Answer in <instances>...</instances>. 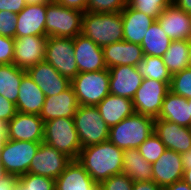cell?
I'll list each match as a JSON object with an SVG mask.
<instances>
[{
  "mask_svg": "<svg viewBox=\"0 0 191 190\" xmlns=\"http://www.w3.org/2000/svg\"><path fill=\"white\" fill-rule=\"evenodd\" d=\"M123 153L109 140L81 149L77 161L92 179L100 184L109 177L123 172Z\"/></svg>",
  "mask_w": 191,
  "mask_h": 190,
  "instance_id": "1",
  "label": "cell"
},
{
  "mask_svg": "<svg viewBox=\"0 0 191 190\" xmlns=\"http://www.w3.org/2000/svg\"><path fill=\"white\" fill-rule=\"evenodd\" d=\"M121 12L95 13L86 11L82 17V32L100 47L123 40Z\"/></svg>",
  "mask_w": 191,
  "mask_h": 190,
  "instance_id": "2",
  "label": "cell"
},
{
  "mask_svg": "<svg viewBox=\"0 0 191 190\" xmlns=\"http://www.w3.org/2000/svg\"><path fill=\"white\" fill-rule=\"evenodd\" d=\"M154 118L134 113L109 128V141L121 150L135 149L154 132Z\"/></svg>",
  "mask_w": 191,
  "mask_h": 190,
  "instance_id": "3",
  "label": "cell"
},
{
  "mask_svg": "<svg viewBox=\"0 0 191 190\" xmlns=\"http://www.w3.org/2000/svg\"><path fill=\"white\" fill-rule=\"evenodd\" d=\"M43 142L71 160H77L82 149L73 118H56L44 122Z\"/></svg>",
  "mask_w": 191,
  "mask_h": 190,
  "instance_id": "4",
  "label": "cell"
},
{
  "mask_svg": "<svg viewBox=\"0 0 191 190\" xmlns=\"http://www.w3.org/2000/svg\"><path fill=\"white\" fill-rule=\"evenodd\" d=\"M82 17L83 12L52 0L46 4V36L74 38L82 32Z\"/></svg>",
  "mask_w": 191,
  "mask_h": 190,
  "instance_id": "5",
  "label": "cell"
},
{
  "mask_svg": "<svg viewBox=\"0 0 191 190\" xmlns=\"http://www.w3.org/2000/svg\"><path fill=\"white\" fill-rule=\"evenodd\" d=\"M71 86L79 105L96 106L110 94L109 69L79 73Z\"/></svg>",
  "mask_w": 191,
  "mask_h": 190,
  "instance_id": "6",
  "label": "cell"
},
{
  "mask_svg": "<svg viewBox=\"0 0 191 190\" xmlns=\"http://www.w3.org/2000/svg\"><path fill=\"white\" fill-rule=\"evenodd\" d=\"M73 119L82 148L109 139V127L96 106L79 105Z\"/></svg>",
  "mask_w": 191,
  "mask_h": 190,
  "instance_id": "7",
  "label": "cell"
},
{
  "mask_svg": "<svg viewBox=\"0 0 191 190\" xmlns=\"http://www.w3.org/2000/svg\"><path fill=\"white\" fill-rule=\"evenodd\" d=\"M44 61L70 81L79 74L74 56L73 38L48 37Z\"/></svg>",
  "mask_w": 191,
  "mask_h": 190,
  "instance_id": "8",
  "label": "cell"
},
{
  "mask_svg": "<svg viewBox=\"0 0 191 190\" xmlns=\"http://www.w3.org/2000/svg\"><path fill=\"white\" fill-rule=\"evenodd\" d=\"M40 143L7 139L0 152V162L8 174L17 177L28 173L31 161Z\"/></svg>",
  "mask_w": 191,
  "mask_h": 190,
  "instance_id": "9",
  "label": "cell"
},
{
  "mask_svg": "<svg viewBox=\"0 0 191 190\" xmlns=\"http://www.w3.org/2000/svg\"><path fill=\"white\" fill-rule=\"evenodd\" d=\"M170 83L143 78L132 98L135 113L158 118L163 100L170 90Z\"/></svg>",
  "mask_w": 191,
  "mask_h": 190,
  "instance_id": "10",
  "label": "cell"
},
{
  "mask_svg": "<svg viewBox=\"0 0 191 190\" xmlns=\"http://www.w3.org/2000/svg\"><path fill=\"white\" fill-rule=\"evenodd\" d=\"M72 160L44 142L34 155L28 173L56 180Z\"/></svg>",
  "mask_w": 191,
  "mask_h": 190,
  "instance_id": "11",
  "label": "cell"
},
{
  "mask_svg": "<svg viewBox=\"0 0 191 190\" xmlns=\"http://www.w3.org/2000/svg\"><path fill=\"white\" fill-rule=\"evenodd\" d=\"M47 36H23L14 38L13 64L27 70L43 62L47 44Z\"/></svg>",
  "mask_w": 191,
  "mask_h": 190,
  "instance_id": "12",
  "label": "cell"
},
{
  "mask_svg": "<svg viewBox=\"0 0 191 190\" xmlns=\"http://www.w3.org/2000/svg\"><path fill=\"white\" fill-rule=\"evenodd\" d=\"M7 128L9 140L43 142L44 121L39 115L17 112Z\"/></svg>",
  "mask_w": 191,
  "mask_h": 190,
  "instance_id": "13",
  "label": "cell"
},
{
  "mask_svg": "<svg viewBox=\"0 0 191 190\" xmlns=\"http://www.w3.org/2000/svg\"><path fill=\"white\" fill-rule=\"evenodd\" d=\"M74 56L79 73L102 71L107 69L102 47L83 34L73 38Z\"/></svg>",
  "mask_w": 191,
  "mask_h": 190,
  "instance_id": "14",
  "label": "cell"
},
{
  "mask_svg": "<svg viewBox=\"0 0 191 190\" xmlns=\"http://www.w3.org/2000/svg\"><path fill=\"white\" fill-rule=\"evenodd\" d=\"M26 73L46 97L58 95L71 86L69 79L63 77L51 64L45 61L30 67Z\"/></svg>",
  "mask_w": 191,
  "mask_h": 190,
  "instance_id": "15",
  "label": "cell"
},
{
  "mask_svg": "<svg viewBox=\"0 0 191 190\" xmlns=\"http://www.w3.org/2000/svg\"><path fill=\"white\" fill-rule=\"evenodd\" d=\"M154 132L169 150L184 153L191 150V128L155 118Z\"/></svg>",
  "mask_w": 191,
  "mask_h": 190,
  "instance_id": "16",
  "label": "cell"
},
{
  "mask_svg": "<svg viewBox=\"0 0 191 190\" xmlns=\"http://www.w3.org/2000/svg\"><path fill=\"white\" fill-rule=\"evenodd\" d=\"M110 94L130 100L143 81L137 68L131 65H119L109 68Z\"/></svg>",
  "mask_w": 191,
  "mask_h": 190,
  "instance_id": "17",
  "label": "cell"
},
{
  "mask_svg": "<svg viewBox=\"0 0 191 190\" xmlns=\"http://www.w3.org/2000/svg\"><path fill=\"white\" fill-rule=\"evenodd\" d=\"M153 181L159 187L172 185L183 179L184 169L181 154L166 149L161 157L152 164Z\"/></svg>",
  "mask_w": 191,
  "mask_h": 190,
  "instance_id": "18",
  "label": "cell"
},
{
  "mask_svg": "<svg viewBox=\"0 0 191 190\" xmlns=\"http://www.w3.org/2000/svg\"><path fill=\"white\" fill-rule=\"evenodd\" d=\"M156 20L171 40L191 39L189 13L176 7L173 3L166 7Z\"/></svg>",
  "mask_w": 191,
  "mask_h": 190,
  "instance_id": "19",
  "label": "cell"
},
{
  "mask_svg": "<svg viewBox=\"0 0 191 190\" xmlns=\"http://www.w3.org/2000/svg\"><path fill=\"white\" fill-rule=\"evenodd\" d=\"M78 107L74 89L70 86L58 95L46 97L39 116L44 122L56 118H73Z\"/></svg>",
  "mask_w": 191,
  "mask_h": 190,
  "instance_id": "20",
  "label": "cell"
},
{
  "mask_svg": "<svg viewBox=\"0 0 191 190\" xmlns=\"http://www.w3.org/2000/svg\"><path fill=\"white\" fill-rule=\"evenodd\" d=\"M102 50L107 69L119 65L136 67L144 57L140 44L126 42L124 40L108 44L102 47Z\"/></svg>",
  "mask_w": 191,
  "mask_h": 190,
  "instance_id": "21",
  "label": "cell"
},
{
  "mask_svg": "<svg viewBox=\"0 0 191 190\" xmlns=\"http://www.w3.org/2000/svg\"><path fill=\"white\" fill-rule=\"evenodd\" d=\"M46 4L26 5L17 14L16 38L23 36H46Z\"/></svg>",
  "mask_w": 191,
  "mask_h": 190,
  "instance_id": "22",
  "label": "cell"
},
{
  "mask_svg": "<svg viewBox=\"0 0 191 190\" xmlns=\"http://www.w3.org/2000/svg\"><path fill=\"white\" fill-rule=\"evenodd\" d=\"M55 190H99V184L77 160H72L55 180Z\"/></svg>",
  "mask_w": 191,
  "mask_h": 190,
  "instance_id": "23",
  "label": "cell"
},
{
  "mask_svg": "<svg viewBox=\"0 0 191 190\" xmlns=\"http://www.w3.org/2000/svg\"><path fill=\"white\" fill-rule=\"evenodd\" d=\"M121 17L124 31L123 40L136 44H141L149 27L156 21L128 5L121 11Z\"/></svg>",
  "mask_w": 191,
  "mask_h": 190,
  "instance_id": "24",
  "label": "cell"
},
{
  "mask_svg": "<svg viewBox=\"0 0 191 190\" xmlns=\"http://www.w3.org/2000/svg\"><path fill=\"white\" fill-rule=\"evenodd\" d=\"M46 96L26 73L19 86L17 112L40 115Z\"/></svg>",
  "mask_w": 191,
  "mask_h": 190,
  "instance_id": "25",
  "label": "cell"
},
{
  "mask_svg": "<svg viewBox=\"0 0 191 190\" xmlns=\"http://www.w3.org/2000/svg\"><path fill=\"white\" fill-rule=\"evenodd\" d=\"M96 107L109 128L135 113L132 100L112 94H108Z\"/></svg>",
  "mask_w": 191,
  "mask_h": 190,
  "instance_id": "26",
  "label": "cell"
},
{
  "mask_svg": "<svg viewBox=\"0 0 191 190\" xmlns=\"http://www.w3.org/2000/svg\"><path fill=\"white\" fill-rule=\"evenodd\" d=\"M158 119L167 120L191 128V115L188 100L169 90L163 100Z\"/></svg>",
  "mask_w": 191,
  "mask_h": 190,
  "instance_id": "27",
  "label": "cell"
},
{
  "mask_svg": "<svg viewBox=\"0 0 191 190\" xmlns=\"http://www.w3.org/2000/svg\"><path fill=\"white\" fill-rule=\"evenodd\" d=\"M122 173L133 181L153 180L152 164L142 157L137 148L124 150Z\"/></svg>",
  "mask_w": 191,
  "mask_h": 190,
  "instance_id": "28",
  "label": "cell"
},
{
  "mask_svg": "<svg viewBox=\"0 0 191 190\" xmlns=\"http://www.w3.org/2000/svg\"><path fill=\"white\" fill-rule=\"evenodd\" d=\"M26 70L14 64L0 65V95L16 104L19 95V86Z\"/></svg>",
  "mask_w": 191,
  "mask_h": 190,
  "instance_id": "29",
  "label": "cell"
},
{
  "mask_svg": "<svg viewBox=\"0 0 191 190\" xmlns=\"http://www.w3.org/2000/svg\"><path fill=\"white\" fill-rule=\"evenodd\" d=\"M171 41L156 20L149 27L140 45L144 56L162 57L169 48Z\"/></svg>",
  "mask_w": 191,
  "mask_h": 190,
  "instance_id": "30",
  "label": "cell"
},
{
  "mask_svg": "<svg viewBox=\"0 0 191 190\" xmlns=\"http://www.w3.org/2000/svg\"><path fill=\"white\" fill-rule=\"evenodd\" d=\"M189 40H172L166 53L162 56L168 71L173 75L189 67Z\"/></svg>",
  "mask_w": 191,
  "mask_h": 190,
  "instance_id": "31",
  "label": "cell"
},
{
  "mask_svg": "<svg viewBox=\"0 0 191 190\" xmlns=\"http://www.w3.org/2000/svg\"><path fill=\"white\" fill-rule=\"evenodd\" d=\"M139 74L143 78L161 82H171L172 75L159 56H144L136 65Z\"/></svg>",
  "mask_w": 191,
  "mask_h": 190,
  "instance_id": "32",
  "label": "cell"
},
{
  "mask_svg": "<svg viewBox=\"0 0 191 190\" xmlns=\"http://www.w3.org/2000/svg\"><path fill=\"white\" fill-rule=\"evenodd\" d=\"M15 190H55V180L26 173L18 177Z\"/></svg>",
  "mask_w": 191,
  "mask_h": 190,
  "instance_id": "33",
  "label": "cell"
},
{
  "mask_svg": "<svg viewBox=\"0 0 191 190\" xmlns=\"http://www.w3.org/2000/svg\"><path fill=\"white\" fill-rule=\"evenodd\" d=\"M172 4V0H127V5L155 20L163 10Z\"/></svg>",
  "mask_w": 191,
  "mask_h": 190,
  "instance_id": "34",
  "label": "cell"
},
{
  "mask_svg": "<svg viewBox=\"0 0 191 190\" xmlns=\"http://www.w3.org/2000/svg\"><path fill=\"white\" fill-rule=\"evenodd\" d=\"M137 149L148 163L153 164L161 157L167 148L162 143L158 135L153 132Z\"/></svg>",
  "mask_w": 191,
  "mask_h": 190,
  "instance_id": "35",
  "label": "cell"
},
{
  "mask_svg": "<svg viewBox=\"0 0 191 190\" xmlns=\"http://www.w3.org/2000/svg\"><path fill=\"white\" fill-rule=\"evenodd\" d=\"M169 87L173 93L191 99V68L174 73Z\"/></svg>",
  "mask_w": 191,
  "mask_h": 190,
  "instance_id": "36",
  "label": "cell"
},
{
  "mask_svg": "<svg viewBox=\"0 0 191 190\" xmlns=\"http://www.w3.org/2000/svg\"><path fill=\"white\" fill-rule=\"evenodd\" d=\"M127 0H88L87 11L95 13L121 12Z\"/></svg>",
  "mask_w": 191,
  "mask_h": 190,
  "instance_id": "37",
  "label": "cell"
},
{
  "mask_svg": "<svg viewBox=\"0 0 191 190\" xmlns=\"http://www.w3.org/2000/svg\"><path fill=\"white\" fill-rule=\"evenodd\" d=\"M134 181L121 173L113 175L99 184V190H132Z\"/></svg>",
  "mask_w": 191,
  "mask_h": 190,
  "instance_id": "38",
  "label": "cell"
},
{
  "mask_svg": "<svg viewBox=\"0 0 191 190\" xmlns=\"http://www.w3.org/2000/svg\"><path fill=\"white\" fill-rule=\"evenodd\" d=\"M17 14L8 11H0V35L16 38Z\"/></svg>",
  "mask_w": 191,
  "mask_h": 190,
  "instance_id": "39",
  "label": "cell"
},
{
  "mask_svg": "<svg viewBox=\"0 0 191 190\" xmlns=\"http://www.w3.org/2000/svg\"><path fill=\"white\" fill-rule=\"evenodd\" d=\"M14 38L0 35V65L13 64Z\"/></svg>",
  "mask_w": 191,
  "mask_h": 190,
  "instance_id": "40",
  "label": "cell"
},
{
  "mask_svg": "<svg viewBox=\"0 0 191 190\" xmlns=\"http://www.w3.org/2000/svg\"><path fill=\"white\" fill-rule=\"evenodd\" d=\"M17 113L16 104L0 95V121L8 123Z\"/></svg>",
  "mask_w": 191,
  "mask_h": 190,
  "instance_id": "41",
  "label": "cell"
},
{
  "mask_svg": "<svg viewBox=\"0 0 191 190\" xmlns=\"http://www.w3.org/2000/svg\"><path fill=\"white\" fill-rule=\"evenodd\" d=\"M27 4L25 0H0V11L20 13Z\"/></svg>",
  "mask_w": 191,
  "mask_h": 190,
  "instance_id": "42",
  "label": "cell"
},
{
  "mask_svg": "<svg viewBox=\"0 0 191 190\" xmlns=\"http://www.w3.org/2000/svg\"><path fill=\"white\" fill-rule=\"evenodd\" d=\"M59 5L65 6L67 8H72L79 10L81 12L87 11L88 0H54Z\"/></svg>",
  "mask_w": 191,
  "mask_h": 190,
  "instance_id": "43",
  "label": "cell"
},
{
  "mask_svg": "<svg viewBox=\"0 0 191 190\" xmlns=\"http://www.w3.org/2000/svg\"><path fill=\"white\" fill-rule=\"evenodd\" d=\"M18 177L16 175L8 174L0 180V190H15Z\"/></svg>",
  "mask_w": 191,
  "mask_h": 190,
  "instance_id": "44",
  "label": "cell"
},
{
  "mask_svg": "<svg viewBox=\"0 0 191 190\" xmlns=\"http://www.w3.org/2000/svg\"><path fill=\"white\" fill-rule=\"evenodd\" d=\"M160 187L152 181H134L132 190H158Z\"/></svg>",
  "mask_w": 191,
  "mask_h": 190,
  "instance_id": "45",
  "label": "cell"
},
{
  "mask_svg": "<svg viewBox=\"0 0 191 190\" xmlns=\"http://www.w3.org/2000/svg\"><path fill=\"white\" fill-rule=\"evenodd\" d=\"M7 123L0 121V152L7 141Z\"/></svg>",
  "mask_w": 191,
  "mask_h": 190,
  "instance_id": "46",
  "label": "cell"
},
{
  "mask_svg": "<svg viewBox=\"0 0 191 190\" xmlns=\"http://www.w3.org/2000/svg\"><path fill=\"white\" fill-rule=\"evenodd\" d=\"M172 3L186 13L191 12V0H172Z\"/></svg>",
  "mask_w": 191,
  "mask_h": 190,
  "instance_id": "47",
  "label": "cell"
},
{
  "mask_svg": "<svg viewBox=\"0 0 191 190\" xmlns=\"http://www.w3.org/2000/svg\"><path fill=\"white\" fill-rule=\"evenodd\" d=\"M165 188L166 190H191V188L183 179L176 181L172 185L166 186Z\"/></svg>",
  "mask_w": 191,
  "mask_h": 190,
  "instance_id": "48",
  "label": "cell"
},
{
  "mask_svg": "<svg viewBox=\"0 0 191 190\" xmlns=\"http://www.w3.org/2000/svg\"><path fill=\"white\" fill-rule=\"evenodd\" d=\"M183 169L191 168V150L181 153Z\"/></svg>",
  "mask_w": 191,
  "mask_h": 190,
  "instance_id": "49",
  "label": "cell"
},
{
  "mask_svg": "<svg viewBox=\"0 0 191 190\" xmlns=\"http://www.w3.org/2000/svg\"><path fill=\"white\" fill-rule=\"evenodd\" d=\"M183 180H184V181L188 184V186L191 188V168L184 170Z\"/></svg>",
  "mask_w": 191,
  "mask_h": 190,
  "instance_id": "50",
  "label": "cell"
},
{
  "mask_svg": "<svg viewBox=\"0 0 191 190\" xmlns=\"http://www.w3.org/2000/svg\"><path fill=\"white\" fill-rule=\"evenodd\" d=\"M52 0H25L27 5H36V4H48Z\"/></svg>",
  "mask_w": 191,
  "mask_h": 190,
  "instance_id": "51",
  "label": "cell"
},
{
  "mask_svg": "<svg viewBox=\"0 0 191 190\" xmlns=\"http://www.w3.org/2000/svg\"><path fill=\"white\" fill-rule=\"evenodd\" d=\"M7 175H8V173L4 169V166L2 164H0V180L3 179Z\"/></svg>",
  "mask_w": 191,
  "mask_h": 190,
  "instance_id": "52",
  "label": "cell"
},
{
  "mask_svg": "<svg viewBox=\"0 0 191 190\" xmlns=\"http://www.w3.org/2000/svg\"><path fill=\"white\" fill-rule=\"evenodd\" d=\"M188 64L189 68H191V39L189 40V48H188Z\"/></svg>",
  "mask_w": 191,
  "mask_h": 190,
  "instance_id": "53",
  "label": "cell"
},
{
  "mask_svg": "<svg viewBox=\"0 0 191 190\" xmlns=\"http://www.w3.org/2000/svg\"><path fill=\"white\" fill-rule=\"evenodd\" d=\"M188 104L190 106V115H191V99H188Z\"/></svg>",
  "mask_w": 191,
  "mask_h": 190,
  "instance_id": "54",
  "label": "cell"
},
{
  "mask_svg": "<svg viewBox=\"0 0 191 190\" xmlns=\"http://www.w3.org/2000/svg\"><path fill=\"white\" fill-rule=\"evenodd\" d=\"M158 190H166V188H164V187H160Z\"/></svg>",
  "mask_w": 191,
  "mask_h": 190,
  "instance_id": "55",
  "label": "cell"
}]
</instances>
